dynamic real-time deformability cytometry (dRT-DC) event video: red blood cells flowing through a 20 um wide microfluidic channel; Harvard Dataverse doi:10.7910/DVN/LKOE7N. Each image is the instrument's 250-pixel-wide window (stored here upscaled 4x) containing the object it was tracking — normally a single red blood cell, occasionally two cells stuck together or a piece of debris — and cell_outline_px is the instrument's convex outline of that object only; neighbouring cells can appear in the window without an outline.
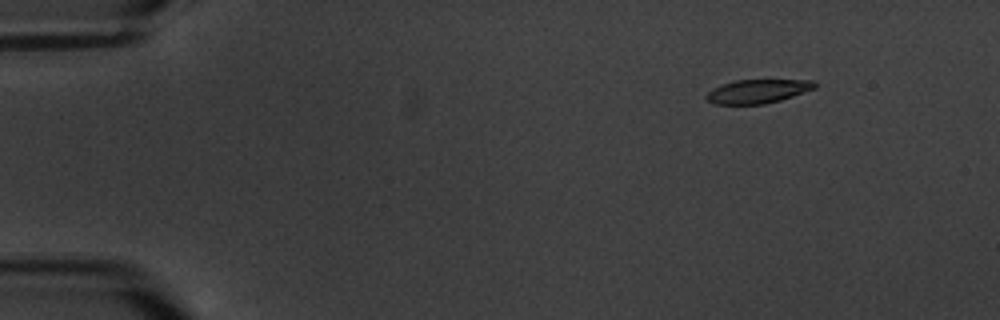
{"species": "common noctule bat (a hibernating species)", "species_latin": "Nyctalus noctula", "temperature_condition": "warm", "stored_images_in_passage": 4, "camera_frame_rate_fps": 3000, "um_per_image_px": 0.085, "animal": {"sex": "male", "body_mass_g": 20.1, "forearm_length_mm": 53.5}, "frame": {"image": 1, "passage_image": 1, "time_ms": 0.0, "image_size_px": [1000, 320], "cell_outline_px": [[816, 88], [780, 100], [764, 104], [712, 104], [704, 96], [712, 88], [720, 84], [736, 80], [816, 80]], "centroid_in_image_um": [64.38, 7.75], "position_along_channel_um": 20.6, "area_um2": 15.09}}
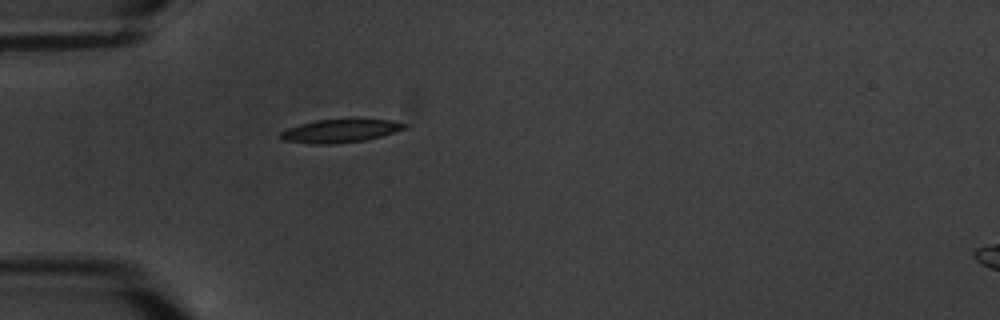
{"frame": {"image": 2, "passage_image": 4, "time_ms": 3.667, "image_size_px": [1000, 320], "cell_outline_px": [[408, 128], [380, 136], [364, 140], [336, 144], [312, 144], [284, 140], [280, 136], [280, 132], [288, 128], [300, 124], [316, 120], [392, 120], [408, 124]], "centroid_in_image_um": [28.92, 11.13], "position_along_channel_um": 56.1, "area_um2": 16.53}}